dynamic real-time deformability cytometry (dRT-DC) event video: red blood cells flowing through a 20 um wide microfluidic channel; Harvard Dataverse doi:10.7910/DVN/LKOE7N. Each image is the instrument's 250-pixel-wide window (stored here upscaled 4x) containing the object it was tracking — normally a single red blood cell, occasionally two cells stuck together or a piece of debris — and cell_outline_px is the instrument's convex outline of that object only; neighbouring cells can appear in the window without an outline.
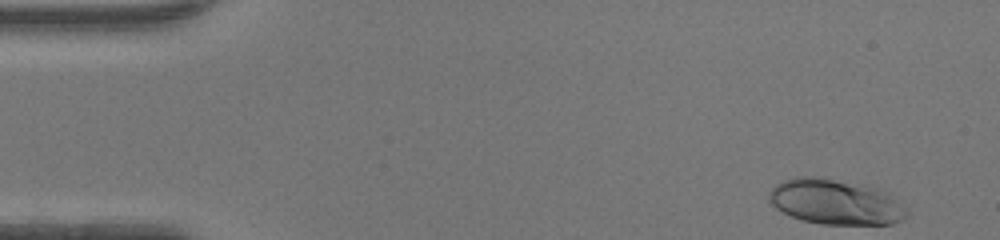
{"species": "human", "species_latin": "Homo sapiens", "temperature_condition": "warm", "stored_images_in_passage": 45, "camera_frame_rate_fps": 3000, "um_per_image_px": 0.085, "donor": {"sex": "female"}, "frame": {"image": 1, "passage_image": 1, "time_ms": 0.0, "image_size_px": [1000, 240], "cell_outline_px": [[908, 216], [892, 224], [820, 224], [804, 220], [792, 216], [776, 208], [768, 200], [768, 192], [776, 184], [784, 180], [796, 176], [816, 176], [868, 184], [880, 188], [888, 192], [908, 208]], "centroid_in_image_um": [71.06, 17.14], "position_along_channel_um": 13.9, "area_um2": 36.93}}
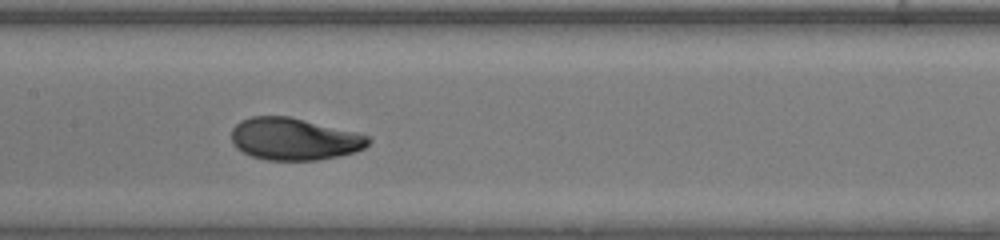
{"frame": {"image": 2, "passage_image": 21, "time_ms": 6.667, "image_size_px": [1000, 240], "cell_outline_px": [[372, 140], [364, 148], [352, 152], [336, 156], [316, 160], [268, 160], [252, 156], [236, 148], [232, 144], [232, 128], [240, 120], [252, 116], [288, 116], [368, 136]], "centroid_in_image_um": [24.94, 11.82], "position_along_channel_um": 182.5, "area_um2": 33.12}}
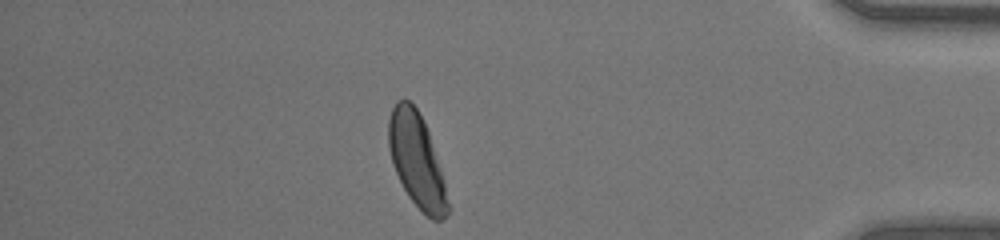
{"frame": {"image": 3, "passage_image": 39, "time_ms": 12.667, "image_size_px": [1000, 240], "cell_outline_px": [[452, 208], [448, 216], [440, 220], [432, 220], [408, 196], [392, 164], [388, 148], [388, 120], [392, 108], [396, 100], [408, 100], [416, 108], [428, 132], [440, 168]], "centroid_in_image_um": [35.43, 13.68], "position_along_channel_um": 399.8, "area_um2": 32.14}, "authors_computed_cell_mechanics": {"area_um2": 33.4084, "velocity_mm_per_s": 4.3235, "shape_relaxation_time_tau1_ms": 3.0577, "shape_relaxation_time_tau2_ms": null, "deformation_change_tau1": 0.164, "deformation_change_tau2": null}}